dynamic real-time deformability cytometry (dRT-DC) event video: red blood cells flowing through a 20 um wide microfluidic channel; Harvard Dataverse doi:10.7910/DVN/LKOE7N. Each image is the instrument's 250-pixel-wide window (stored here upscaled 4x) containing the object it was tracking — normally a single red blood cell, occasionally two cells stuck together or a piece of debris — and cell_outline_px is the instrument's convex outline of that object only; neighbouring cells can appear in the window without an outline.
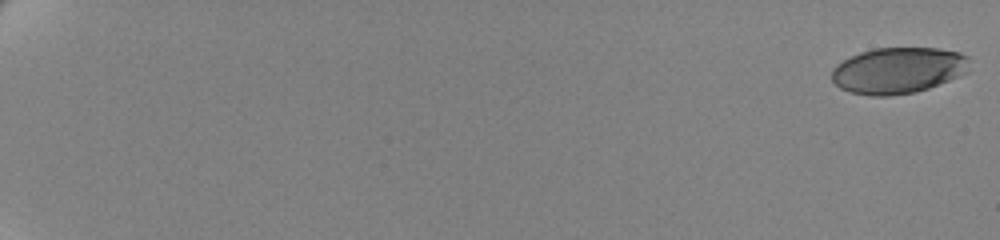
{"species": "human", "species_latin": "Homo sapiens", "temperature_condition": "cold", "stored_images_in_passage": 62, "camera_frame_rate_fps": 3000, "um_per_image_px": 0.085, "donor": {"sex": "female"}, "frame": {"image": 1, "passage_image": 1, "time_ms": 0.0, "image_size_px": [1000, 240], "cell_outline_px": [[968, 72], [928, 88], [916, 92], [888, 96], [872, 96], [852, 92], [840, 88], [832, 80], [832, 68], [836, 64], [860, 52], [876, 48], [940, 48], [960, 52], [968, 56]], "centroid_in_image_um": [76.34, 5.98], "position_along_channel_um": 8.7, "area_um2": 36.99}}
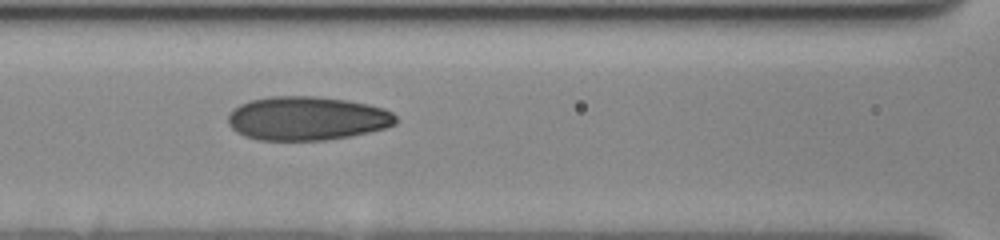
{"frame": {"image": 2, "passage_image": 32, "time_ms": 10.333, "image_size_px": [1000, 240], "cell_outline_px": [[396, 124], [384, 128], [368, 132], [348, 136], [324, 140], [260, 140], [244, 136], [236, 132], [228, 124], [228, 116], [240, 104], [252, 100], [272, 96], [312, 96], [348, 100], [368, 104], [384, 108], [392, 112], [396, 116]], "centroid_in_image_um": [26.1, 10.06], "position_along_channel_um": 140.5, "area_um2": 42.66}}
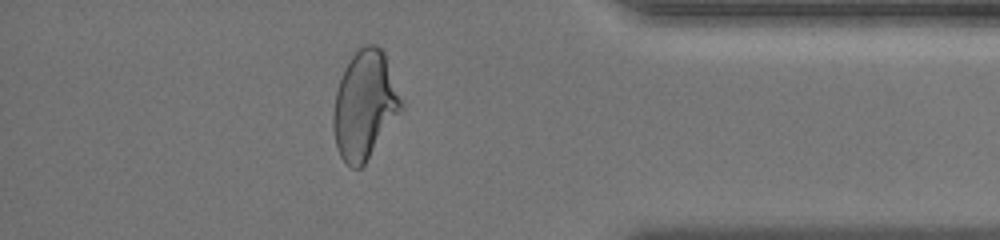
{"frame": {"image": 3, "passage_image": 56, "time_ms": 18.333, "image_size_px": [1000, 240], "cell_outline_px": [[404, 108], [364, 164], [360, 168], [352, 168], [340, 156], [336, 144], [332, 124], [332, 112], [336, 92], [344, 68], [356, 48], [364, 44], [376, 44], [384, 52], [404, 104]], "centroid_in_image_um": [31.0, 8.9], "position_along_channel_um": 404.2, "area_um2": 42.95}, "authors_computed_cell_mechanics": {"area_um2": 40.9513, "velocity_mm_per_s": 3.4999, "shape_relaxation_time_tau1_ms": 5.2496, "shape_relaxation_time_tau2_ms": 1.2696, "deformation_change_tau1": 0.1677, "deformation_change_tau2": 0.068}}